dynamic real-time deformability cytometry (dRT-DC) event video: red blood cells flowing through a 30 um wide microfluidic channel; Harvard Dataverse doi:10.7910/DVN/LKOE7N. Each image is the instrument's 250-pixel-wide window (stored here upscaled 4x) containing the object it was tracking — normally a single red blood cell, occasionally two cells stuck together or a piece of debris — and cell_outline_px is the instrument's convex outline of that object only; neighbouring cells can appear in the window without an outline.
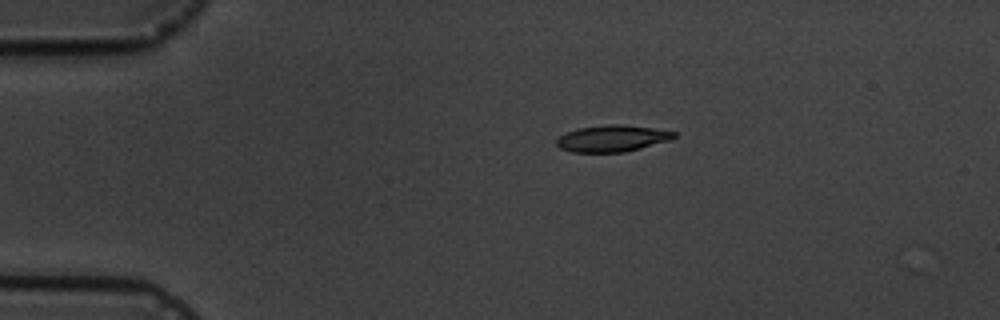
{"species": "common noctule bat (a hibernating species)", "species_latin": "Nyctalus noctula", "temperature_condition": "cold", "stored_images_in_passage": 7, "camera_frame_rate_fps": 3000, "um_per_image_px": 0.085, "animal": {"sex": "male", "body_mass_g": 19.5, "forearm_length_mm": 54.6}, "frame": {"image": 1, "passage_image": 1, "time_ms": 0.0, "image_size_px": [1000, 320], "cell_outline_px": [[676, 136], [668, 140], [640, 148], [624, 152], [572, 152], [560, 148], [556, 144], [556, 140], [564, 132], [580, 128], [608, 124], [620, 124], [652, 128], [676, 132]], "centroid_in_image_um": [51.99, 11.76], "position_along_channel_um": 33.0, "area_um2": 17.98}}
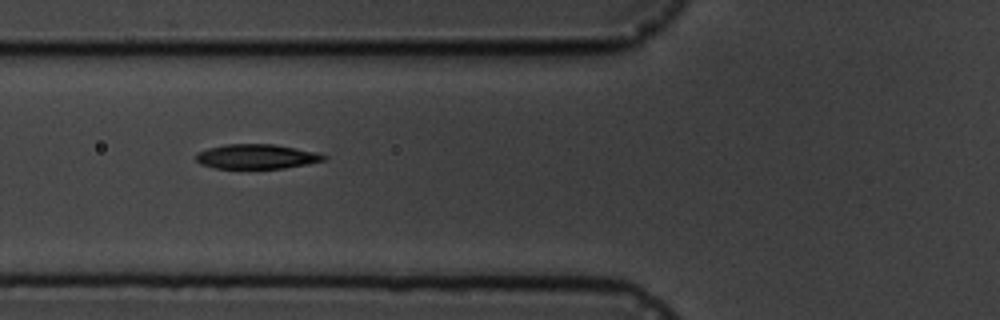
{"frame": {"image": 2, "passage_image": 4, "time_ms": 3.333, "image_size_px": [1000, 320], "cell_outline_px": [[328, 156], [324, 160], [308, 164], [284, 168], [216, 168], [200, 164], [196, 160], [196, 152], [208, 148], [224, 144], [272, 144], [320, 152]], "centroid_in_image_um": [21.82, 13.3], "position_along_channel_um": 104.0, "area_um2": 18.44}}
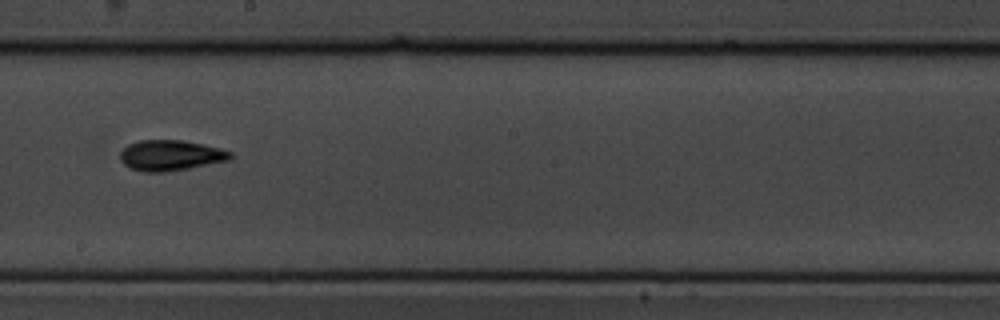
{"frame": {"image": 3, "passage_image": 7, "time_ms": 7.0, "image_size_px": [1000, 320], "cell_outline_px": [[232, 156], [228, 160], [188, 168], [164, 172], [144, 172], [128, 168], [120, 160], [120, 152], [128, 144], [140, 140], [184, 140], [204, 144], [220, 148], [232, 152]], "centroid_in_image_um": [14.47, 13.2], "position_along_channel_um": 233.7, "area_um2": 19.65}}